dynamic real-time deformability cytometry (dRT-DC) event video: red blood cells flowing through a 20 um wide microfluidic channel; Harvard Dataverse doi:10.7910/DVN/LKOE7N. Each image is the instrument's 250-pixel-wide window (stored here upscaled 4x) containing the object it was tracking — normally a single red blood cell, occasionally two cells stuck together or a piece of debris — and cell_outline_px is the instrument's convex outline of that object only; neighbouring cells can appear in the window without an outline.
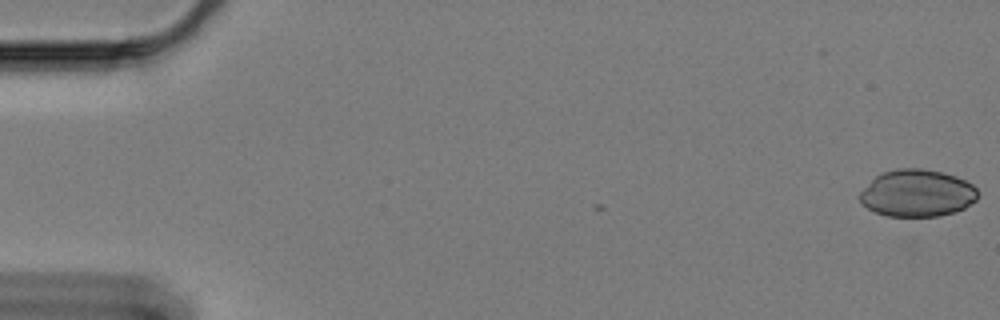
{"species": "Egyptian fruit bat (a non-hibernating species)", "species_latin": "Rousettus aegyptiacus", "temperature_condition": "cold", "stored_images_in_passage": 3, "camera_frame_rate_fps": 3000, "um_per_image_px": 0.085, "animal": {"sex": "female"}, "frame": {"image": 1, "passage_image": 1, "time_ms": 0.0, "image_size_px": [1000, 320], "cell_outline_px": [[976, 200], [964, 208], [956, 212], [940, 216], [888, 216], [876, 212], [868, 208], [860, 200], [860, 192], [876, 176], [884, 172], [900, 168], [920, 168], [944, 172], [956, 176], [972, 184], [976, 188]], "centroid_in_image_um": [77.98, 16.42], "position_along_channel_um": 7.0, "area_um2": 32.19}}